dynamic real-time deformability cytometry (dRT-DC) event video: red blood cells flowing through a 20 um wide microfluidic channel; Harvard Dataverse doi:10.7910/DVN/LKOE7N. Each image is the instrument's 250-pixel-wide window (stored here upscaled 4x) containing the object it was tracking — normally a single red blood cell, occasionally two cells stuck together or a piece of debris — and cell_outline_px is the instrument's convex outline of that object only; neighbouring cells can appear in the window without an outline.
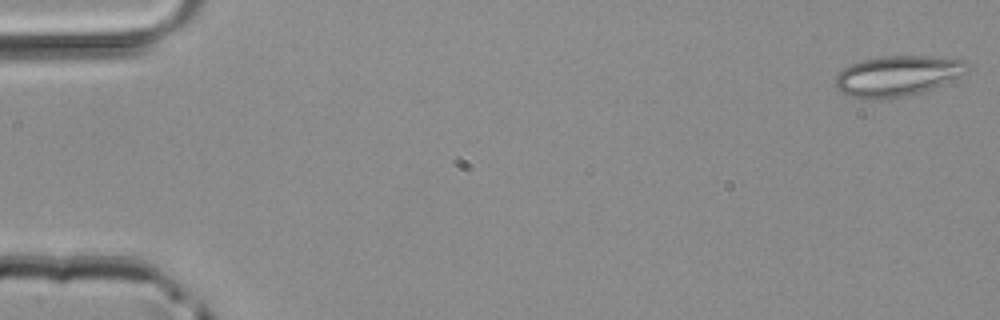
{"species": "common noctule bat (a hibernating species)", "species_latin": "Nyctalus noctula", "temperature_condition": "room temperature", "stored_images_in_passage": 49, "camera_frame_rate_fps": 3000, "um_per_image_px": 0.085, "animal": {"sex": "male", "body_mass_g": 20.4}, "frame": {"image": 1, "passage_image": 1, "time_ms": 0.0, "image_size_px": [1000, 320], "cell_outline_px": [[972, 68], [968, 72], [960, 76], [924, 92], [884, 100], [872, 100], [852, 96], [836, 88], [836, 76], [844, 68], [852, 64], [864, 60], [884, 56], [928, 56], [964, 60]], "centroid_in_image_um": [76.33, 6.46], "position_along_channel_um": 8.7, "area_um2": 31.04}}
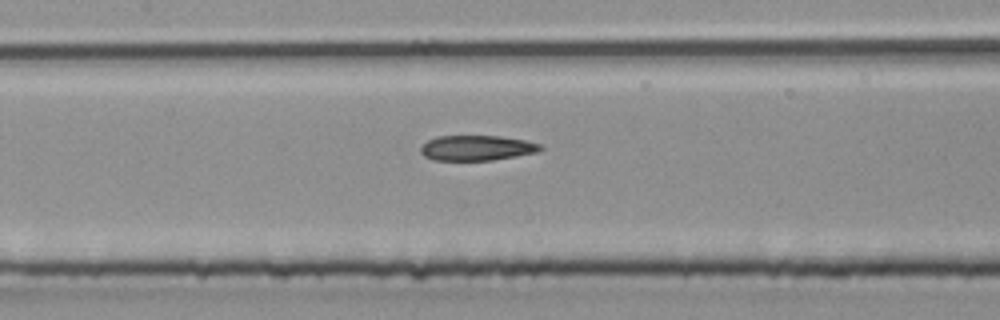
{"frame": {"image": 2, "passage_image": 23, "time_ms": 7.333, "image_size_px": [1000, 320], "cell_outline_px": [[544, 148], [536, 152], [516, 156], [492, 160], [432, 160], [424, 156], [420, 152], [420, 148], [428, 140], [436, 136], [500, 136], [524, 140], [544, 144]], "centroid_in_image_um": [40.54, 12.57], "position_along_channel_um": 166.9, "area_um2": 17.63}}
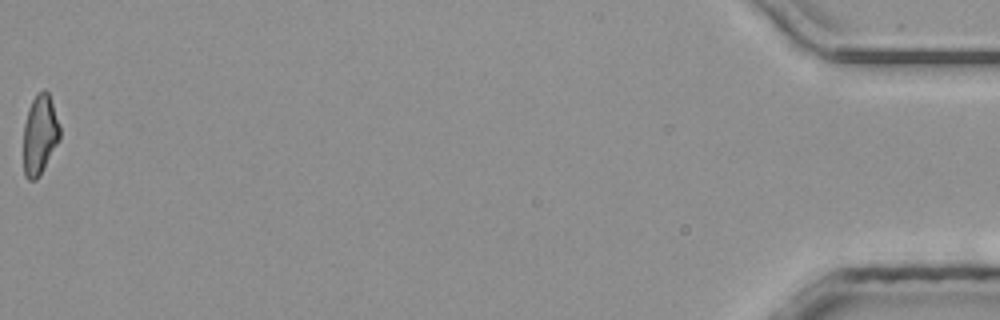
{"frame": {"image": 3, "passage_image": 49, "time_ms": 16.0, "image_size_px": [1000, 320], "cell_outline_px": [[60, 140], [40, 176], [36, 180], [28, 180], [24, 176], [24, 124], [28, 108], [36, 92], [44, 88], [48, 92], [52, 100], [60, 128]], "centroid_in_image_um": [3.39, 11.44], "position_along_channel_um": 431.8, "area_um2": 17.22}}